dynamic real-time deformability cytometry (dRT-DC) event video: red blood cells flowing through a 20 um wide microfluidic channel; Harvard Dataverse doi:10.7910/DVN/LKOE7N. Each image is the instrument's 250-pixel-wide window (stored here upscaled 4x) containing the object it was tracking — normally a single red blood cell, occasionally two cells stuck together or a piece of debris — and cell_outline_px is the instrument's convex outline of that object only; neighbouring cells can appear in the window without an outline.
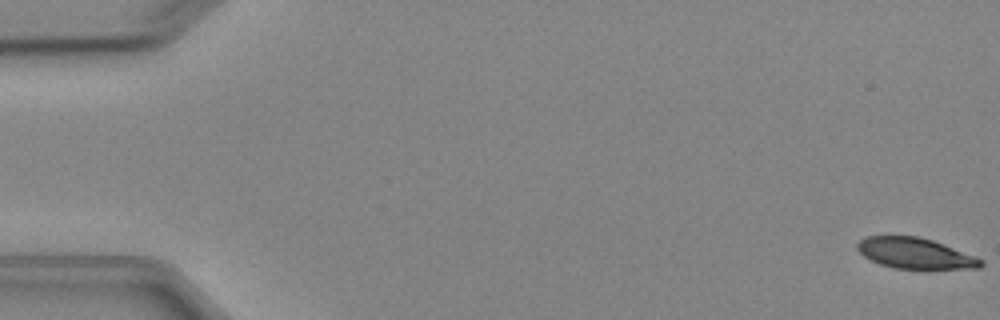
{"species": "Egyptian fruit bat (a non-hibernating species)", "species_latin": "Rousettus aegyptiacus", "temperature_condition": "cold", "stored_images_in_passage": 7, "camera_frame_rate_fps": 3000, "um_per_image_px": 0.085, "animal": {"sex": "female"}, "frame": {"image": 1, "passage_image": 1, "time_ms": 0.0, "image_size_px": [1000, 320], "cell_outline_px": [[984, 264], [980, 268], [896, 268], [880, 264], [864, 256], [856, 248], [856, 244], [860, 240], [868, 236], [916, 236], [932, 240], [944, 244], [976, 256], [984, 260]], "centroid_in_image_um": [77.81, 21.52], "position_along_channel_um": 7.2, "area_um2": 21.91}}